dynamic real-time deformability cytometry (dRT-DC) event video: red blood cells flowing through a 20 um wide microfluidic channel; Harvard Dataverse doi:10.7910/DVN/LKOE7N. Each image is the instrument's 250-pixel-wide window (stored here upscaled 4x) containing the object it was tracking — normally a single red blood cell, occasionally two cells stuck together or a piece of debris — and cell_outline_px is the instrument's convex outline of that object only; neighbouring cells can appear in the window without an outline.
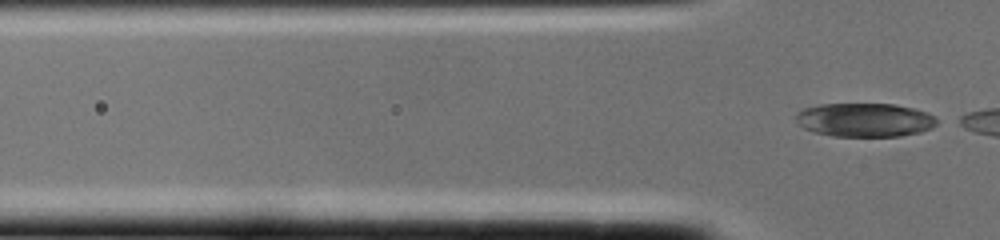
{"species": "common noctule bat (a hibernating species)", "species_latin": "Nyctalus noctula", "temperature_condition": "cold", "stored_images_in_passage": 3, "segment_of_instrument_passage": [2, 2], "camera_frame_rate_fps": 3000, "um_per_image_px": 0.085, "animal": {"sex": "female", "body_mass_g": 22.0, "forearm_length_mm": 56.7}, "frame": {"image": 1, "passage_image": 3, "time_ms": 0.667, "image_size_px": [1000, 240], "cell_outline_px": [[944, 120], [932, 128], [920, 132], [900, 136], [832, 136], [816, 132], [804, 128], [796, 120], [796, 112], [804, 108], [820, 104], [892, 104], [912, 108], [928, 112]], "centroid_in_image_um": [73.58, 10.19], "position_along_channel_um": 52.2, "area_um2": 27.98}}